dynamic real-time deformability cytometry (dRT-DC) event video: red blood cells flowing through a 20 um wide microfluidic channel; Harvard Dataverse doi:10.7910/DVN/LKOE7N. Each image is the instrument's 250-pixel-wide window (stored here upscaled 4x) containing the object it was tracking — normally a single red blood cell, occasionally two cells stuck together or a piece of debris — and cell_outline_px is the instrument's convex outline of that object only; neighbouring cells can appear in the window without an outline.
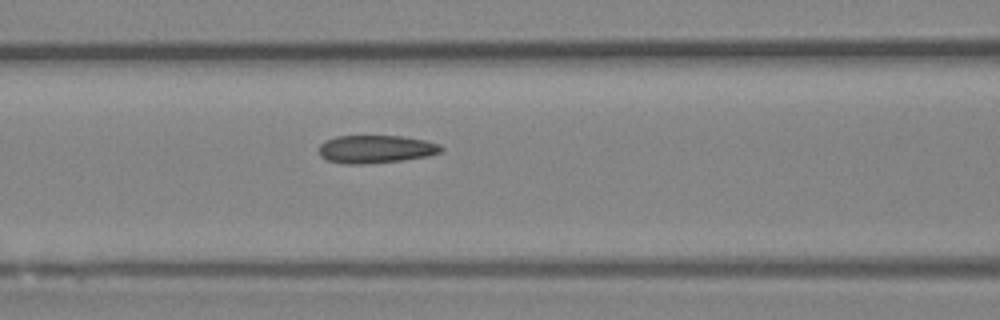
{"species": "Egyptian fruit bat (a non-hibernating species)", "species_latin": "Rousettus aegyptiacus", "temperature_condition": "room temperature", "stored_images_in_passage": 4, "camera_frame_rate_fps": 3000, "um_per_image_px": 0.085, "animal": {"sex": "female"}, "frame": {"image": 1, "passage_image": 4, "time_ms": 1.0, "image_size_px": [1000, 320], "cell_outline_px": [[444, 148], [440, 152], [428, 156], [404, 160], [364, 164], [344, 164], [328, 160], [320, 156], [320, 144], [336, 136], [400, 136], [424, 140], [440, 144]], "centroid_in_image_um": [31.96, 12.68], "position_along_channel_um": 134.6, "area_um2": 19.83}}